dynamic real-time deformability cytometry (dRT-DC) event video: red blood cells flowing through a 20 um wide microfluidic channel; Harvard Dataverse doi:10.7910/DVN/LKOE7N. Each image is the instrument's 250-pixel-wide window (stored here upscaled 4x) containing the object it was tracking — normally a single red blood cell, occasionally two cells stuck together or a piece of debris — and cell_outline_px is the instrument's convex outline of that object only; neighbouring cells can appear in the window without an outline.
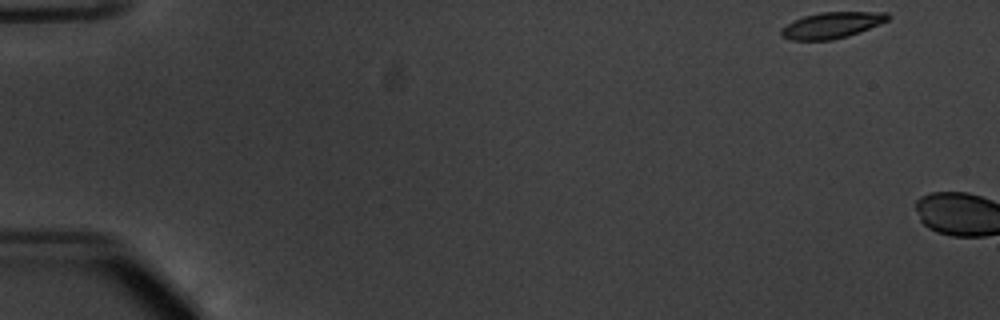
{"species": "common noctule bat (a hibernating species)", "species_latin": "Nyctalus noctula", "temperature_condition": "warm", "stored_images_in_passage": 3, "camera_frame_rate_fps": 3000, "um_per_image_px": 0.085, "animal": {"sex": "male", "body_mass_g": 20.1, "forearm_length_mm": 53.5}, "frame": {"image": 1, "passage_image": 1, "time_ms": 0.0, "image_size_px": [1000, 320], "cell_outline_px": [[892, 16], [888, 20], [880, 24], [860, 32], [848, 36], [832, 40], [792, 40], [780, 36], [780, 28], [804, 16], [820, 12], [888, 12]], "centroid_in_image_um": [70.73, 2.14], "position_along_channel_um": 14.3, "area_um2": 16.3}}